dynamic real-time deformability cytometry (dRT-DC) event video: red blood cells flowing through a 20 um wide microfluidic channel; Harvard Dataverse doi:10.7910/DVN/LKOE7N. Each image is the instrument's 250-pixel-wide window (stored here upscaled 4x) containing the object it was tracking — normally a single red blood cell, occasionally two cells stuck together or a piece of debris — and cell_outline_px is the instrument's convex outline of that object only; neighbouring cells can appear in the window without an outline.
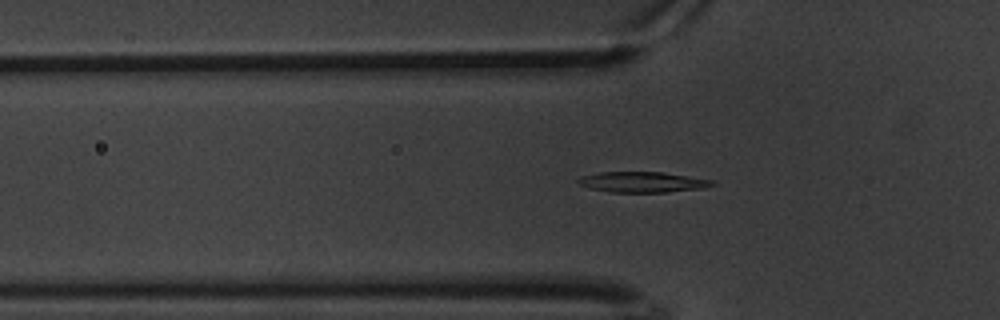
{"species": "common noctule bat (a hibernating species)", "species_latin": "Nyctalus noctula", "temperature_condition": "warm", "stored_images_in_passage": 61, "camera_frame_rate_fps": 3000, "um_per_image_px": 0.085, "animal": {"sex": "male", "body_mass_g": 20.1, "forearm_length_mm": 53.5}, "frame": {"image": 1, "passage_image": 20, "time_ms": 6.333, "image_size_px": [1000, 320], "cell_outline_px": [[716, 184], [704, 188], [668, 192], [612, 192], [588, 188], [580, 184], [576, 180], [580, 176], [600, 172], [660, 172], [716, 180]], "centroid_in_image_um": [54.63, 15.47], "position_along_channel_um": 71.2, "area_um2": 16.13}}
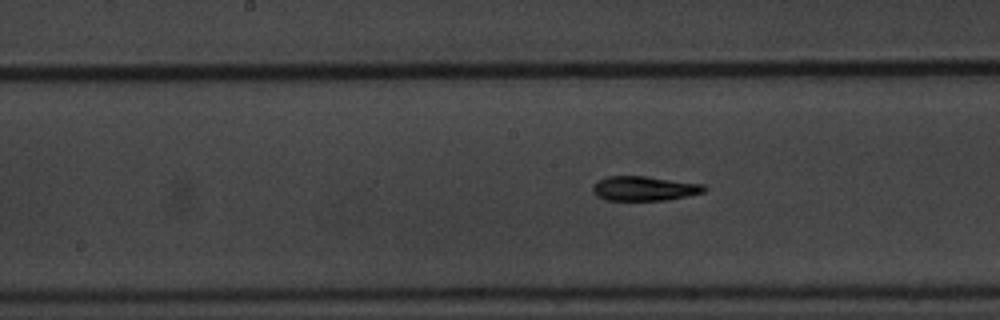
{"frame": {"image": 2, "passage_image": 31, "time_ms": 10.0, "image_size_px": [1000, 320], "cell_outline_px": [[708, 188], [704, 192], [664, 200], [604, 200], [596, 196], [592, 192], [592, 184], [596, 180], [608, 176], [644, 176], [704, 184]], "centroid_in_image_um": [54.7, 16.01], "position_along_channel_um": 193.5, "area_um2": 16.01}}
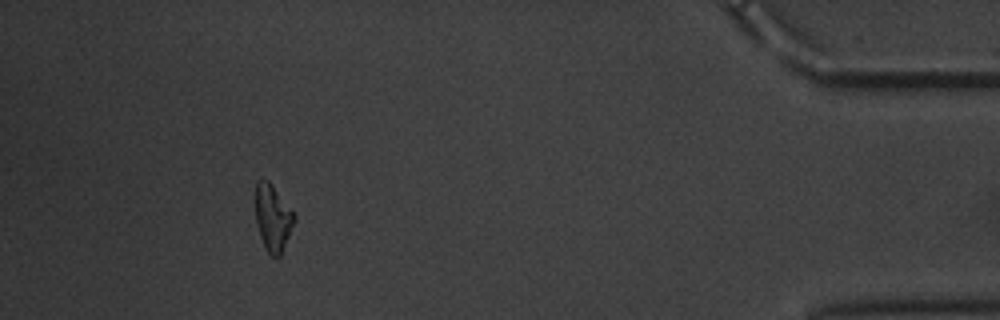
{"frame": {"image": 3, "passage_image": 56, "time_ms": 18.333, "image_size_px": [1000, 320], "cell_outline_px": [[296, 220], [280, 256], [272, 256], [268, 252], [260, 236], [256, 224], [256, 180], [268, 180], [272, 184], [296, 216]], "centroid_in_image_um": [23.2, 18.5], "position_along_channel_um": 412.0, "area_um2": 14.85}, "authors_computed_cell_mechanics": {"area_um2": 15.6638, "velocity_mm_per_s": 3.308, "shape_relaxation_time_tau1_ms": 4.3994, "shape_relaxation_time_tau2_ms": 6.3923, "deformation_change_tau1": 0.1619, "deformation_change_tau2": 0.1492}}